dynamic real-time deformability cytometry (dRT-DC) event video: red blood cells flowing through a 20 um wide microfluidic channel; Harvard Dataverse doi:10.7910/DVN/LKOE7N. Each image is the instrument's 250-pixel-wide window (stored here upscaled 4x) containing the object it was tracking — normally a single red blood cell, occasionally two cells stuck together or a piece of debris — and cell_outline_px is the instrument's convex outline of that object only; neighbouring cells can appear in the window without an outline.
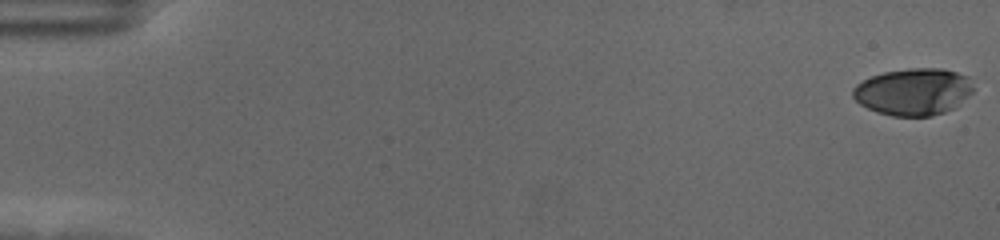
{"species": "human", "species_latin": "Homo sapiens", "temperature_condition": "cold", "stored_images_in_passage": 59, "camera_frame_rate_fps": 3000, "um_per_image_px": 0.085, "donor": {"sex": "female"}, "frame": {"image": 1, "passage_image": 1, "time_ms": 0.0, "image_size_px": [1000, 240], "cell_outline_px": [[972, 92], [956, 108], [932, 116], [892, 116], [876, 112], [860, 104], [852, 96], [852, 88], [856, 84], [872, 76], [884, 72], [908, 68], [944, 68], [968, 76], [972, 88]], "centroid_in_image_um": [77.63, 7.8], "position_along_channel_um": 7.4, "area_um2": 33.12}}
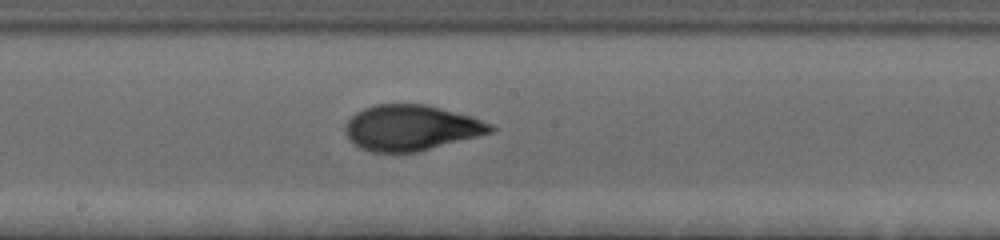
{"frame": {"image": 2, "passage_image": 33, "time_ms": 10.667, "image_size_px": [1000, 240], "cell_outline_px": [[496, 128], [492, 132], [420, 152], [372, 152], [360, 148], [352, 144], [348, 140], [344, 128], [348, 120], [356, 112], [364, 108], [376, 104], [428, 104], [472, 116], [492, 124]], "centroid_in_image_um": [34.94, 10.86], "position_along_channel_um": 213.3, "area_um2": 38.9}}
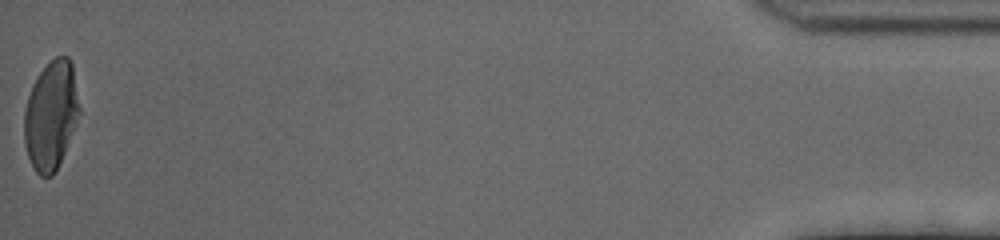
{"frame": {"image": 3, "passage_image": 59, "time_ms": 19.333, "image_size_px": [1000, 240], "cell_outline_px": [[80, 112], [76, 124], [56, 172], [52, 176], [40, 176], [36, 172], [28, 156], [24, 144], [24, 112], [28, 96], [32, 84], [36, 76], [56, 56], [68, 56], [72, 64], [80, 108]], "centroid_in_image_um": [4.33, 9.81], "position_along_channel_um": 430.9, "area_um2": 34.91}, "authors_computed_cell_mechanics": {"area_um2": 37.3388, "velocity_mm_per_s": 3.5253, "shape_relaxation_time_tau1_ms": 5.4399, "shape_relaxation_time_tau2_ms": 0.9257, "deformation_change_tau1": 0.2205, "deformation_change_tau2": 0.0594}}